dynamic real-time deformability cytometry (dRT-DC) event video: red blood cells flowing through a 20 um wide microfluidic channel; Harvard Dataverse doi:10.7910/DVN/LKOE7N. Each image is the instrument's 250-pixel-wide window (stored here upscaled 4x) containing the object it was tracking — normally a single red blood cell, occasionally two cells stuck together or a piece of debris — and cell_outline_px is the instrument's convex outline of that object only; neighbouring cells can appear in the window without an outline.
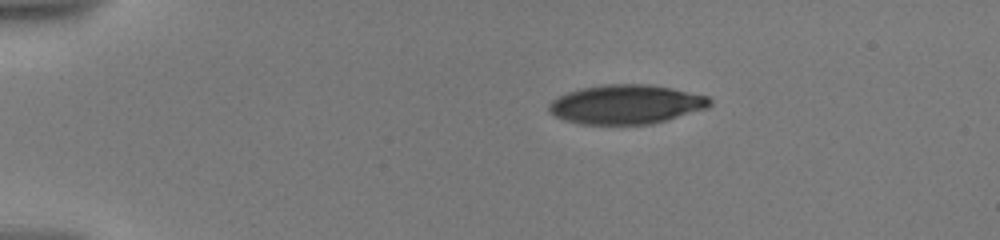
{"species": "human", "species_latin": "Homo sapiens", "temperature_condition": "warm", "stored_images_in_passage": 10, "camera_frame_rate_fps": 3000, "um_per_image_px": 0.085, "donor": {"sex": "male"}, "frame": {"image": 1, "passage_image": 1, "time_ms": 0.0, "image_size_px": [1000, 240], "cell_outline_px": [[712, 104], [708, 108], [668, 120], [652, 124], [580, 124], [564, 120], [548, 112], [548, 104], [552, 100], [568, 92], [580, 88], [604, 84], [648, 84], [672, 88], [708, 96], [712, 100]], "centroid_in_image_um": [53.24, 8.87], "position_along_channel_um": 31.8, "area_um2": 36.99}}
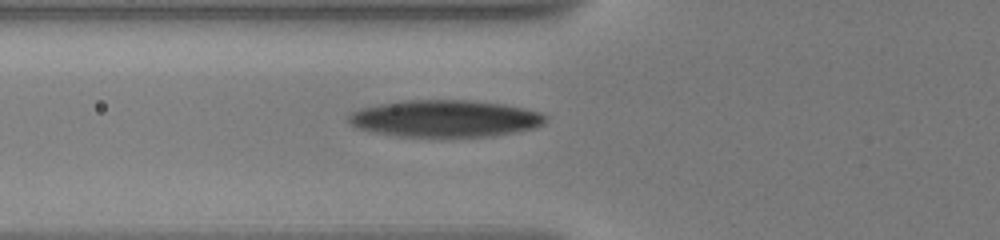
{"frame": {"image": 2, "passage_image": 10, "time_ms": 3.667, "image_size_px": [1000, 240], "cell_outline_px": [[548, 116], [536, 128], [492, 136], [396, 136], [356, 128], [348, 120], [348, 116], [352, 112], [360, 108], [400, 100], [468, 100], [504, 104], [540, 112]], "centroid_in_image_um": [37.81, 10.07], "position_along_channel_um": 88.0, "area_um2": 42.14}}